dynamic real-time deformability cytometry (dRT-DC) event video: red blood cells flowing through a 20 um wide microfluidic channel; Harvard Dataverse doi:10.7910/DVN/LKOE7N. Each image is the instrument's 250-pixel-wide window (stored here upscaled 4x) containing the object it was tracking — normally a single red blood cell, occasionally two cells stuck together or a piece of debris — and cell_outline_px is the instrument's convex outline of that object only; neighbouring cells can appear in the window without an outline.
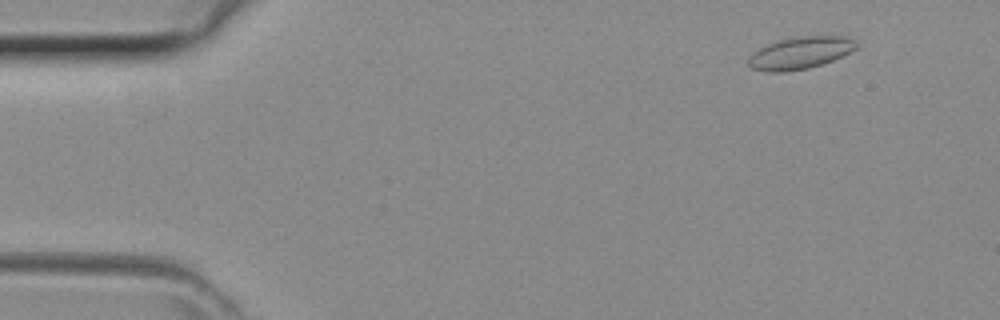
{"species": "common noctule bat (a hibernating species)", "species_latin": "Nyctalus noctula", "temperature_condition": "room temperature", "stored_images_in_passage": 42, "segment_of_instrument_passage": [1, 2], "camera_frame_rate_fps": 3000, "um_per_image_px": 0.085, "animal": {"sex": "female", "body_mass_g": 29.2, "forearm_length_mm": 56.3}, "frame": {"image": 1, "passage_image": 2, "time_ms": 0.333, "image_size_px": [1000, 320], "cell_outline_px": [[860, 44], [856, 48], [824, 64], [808, 68], [784, 72], [768, 72], [752, 68], [748, 64], [748, 56], [752, 52], [776, 40], [792, 36], [848, 36], [856, 40]], "centroid_in_image_um": [68.01, 4.48], "position_along_channel_um": 17.0, "area_um2": 20.46}}
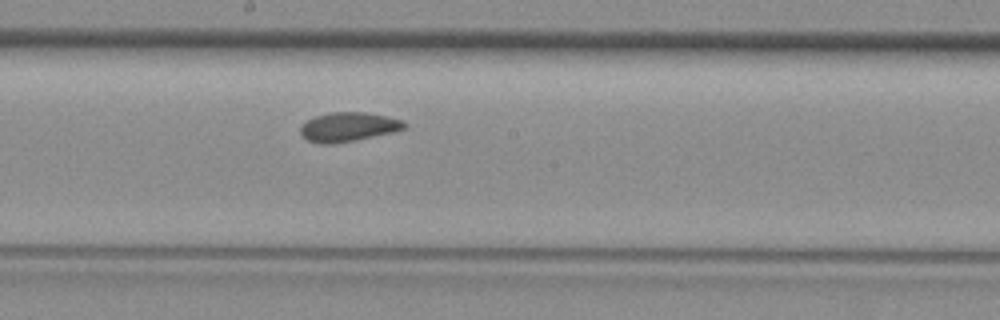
{"frame": {"image": 2, "passage_image": 21, "time_ms": 6.667, "image_size_px": [1000, 320], "cell_outline_px": [[408, 124], [404, 128], [392, 132], [356, 140], [332, 144], [320, 144], [308, 140], [300, 132], [300, 128], [308, 120], [316, 116], [332, 112], [364, 112], [388, 116], [404, 120]], "centroid_in_image_um": [29.64, 10.78], "position_along_channel_um": 218.6, "area_um2": 17.57}}
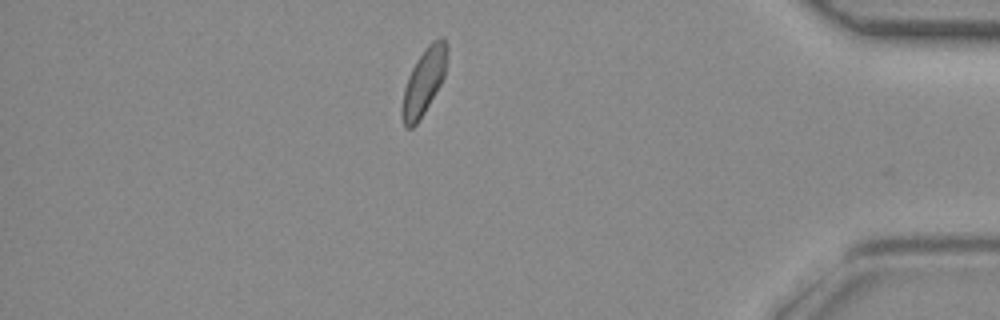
{"frame": {"image": 3, "passage_image": 35, "time_ms": 11.333, "image_size_px": [1000, 320], "cell_outline_px": [[448, 52], [444, 76], [440, 84], [424, 112], [416, 124], [412, 128], [404, 128], [400, 112], [400, 108], [404, 88], [408, 76], [416, 60], [424, 48], [432, 40], [444, 40], [448, 44]], "centroid_in_image_um": [35.99, 6.96], "position_along_channel_um": 399.2, "area_um2": 17.34}}